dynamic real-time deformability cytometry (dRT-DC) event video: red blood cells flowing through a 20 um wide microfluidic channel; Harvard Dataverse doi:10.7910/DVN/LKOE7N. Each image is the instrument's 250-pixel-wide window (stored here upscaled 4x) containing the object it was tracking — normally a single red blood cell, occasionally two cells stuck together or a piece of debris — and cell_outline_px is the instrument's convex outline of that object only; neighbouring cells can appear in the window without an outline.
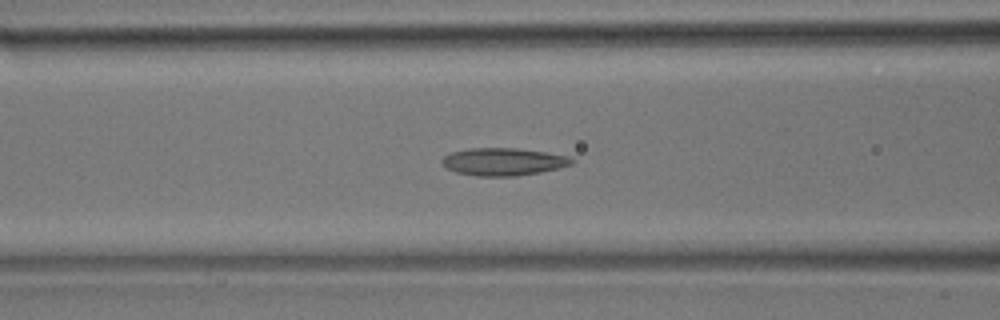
{"species": "common noctule bat (a hibernating species)", "species_latin": "Nyctalus noctula", "temperature_condition": "room temperature", "stored_images_in_passage": 29, "camera_frame_rate_fps": 3000, "um_per_image_px": 0.085, "animal": {"sex": "male", "body_mass_g": 17.9}, "frame": {"image": 1, "passage_image": 10, "time_ms": 3.0, "image_size_px": [1000, 320], "cell_outline_px": [[576, 160], [572, 164], [540, 172], [516, 176], [476, 176], [456, 172], [448, 168], [440, 160], [444, 156], [452, 152], [468, 148], [516, 148], [544, 152], [568, 156]], "centroid_in_image_um": [42.77, 13.74], "position_along_channel_um": 123.8, "area_um2": 20.69}}
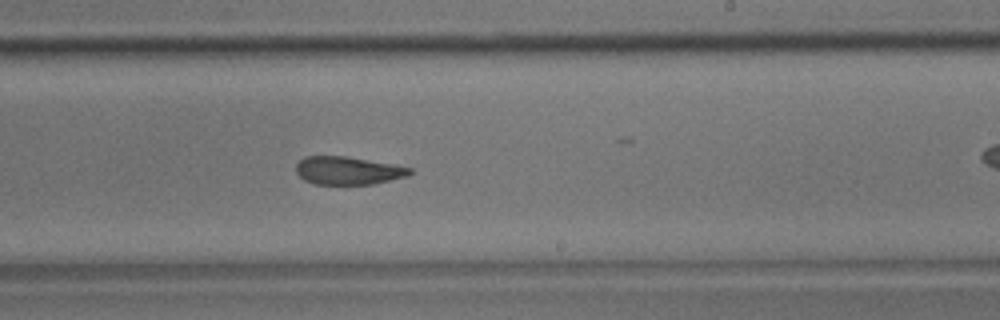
{"frame": {"image": 2, "passage_image": 19, "time_ms": 6.0, "image_size_px": [1000, 320], "cell_outline_px": [[412, 172], [408, 176], [372, 184], [312, 184], [304, 180], [296, 172], [296, 164], [304, 156], [344, 156], [392, 164], [412, 168]], "centroid_in_image_um": [29.55, 14.5], "position_along_channel_um": 259.4, "area_um2": 18.5}}
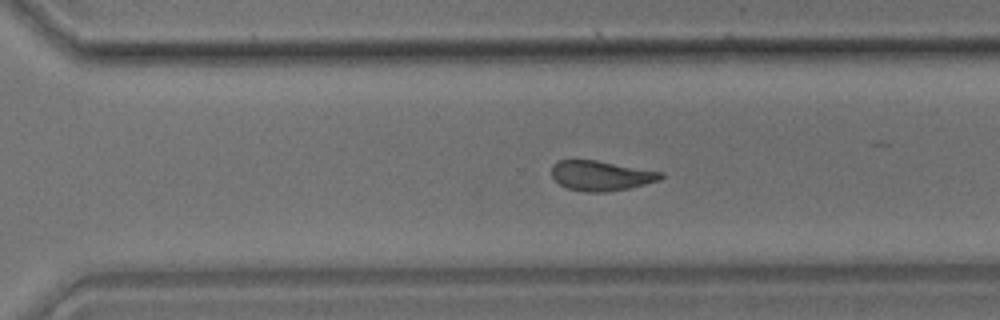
{"frame": {"image": 3, "passage_image": 23, "time_ms": 7.333, "image_size_px": [1000, 320], "cell_outline_px": [[664, 176], [660, 180], [628, 188], [604, 192], [584, 192], [568, 188], [560, 184], [552, 176], [552, 164], [556, 160], [596, 160], [664, 172]], "centroid_in_image_um": [51.09, 14.92], "position_along_channel_um": 319.5, "area_um2": 19.02}}